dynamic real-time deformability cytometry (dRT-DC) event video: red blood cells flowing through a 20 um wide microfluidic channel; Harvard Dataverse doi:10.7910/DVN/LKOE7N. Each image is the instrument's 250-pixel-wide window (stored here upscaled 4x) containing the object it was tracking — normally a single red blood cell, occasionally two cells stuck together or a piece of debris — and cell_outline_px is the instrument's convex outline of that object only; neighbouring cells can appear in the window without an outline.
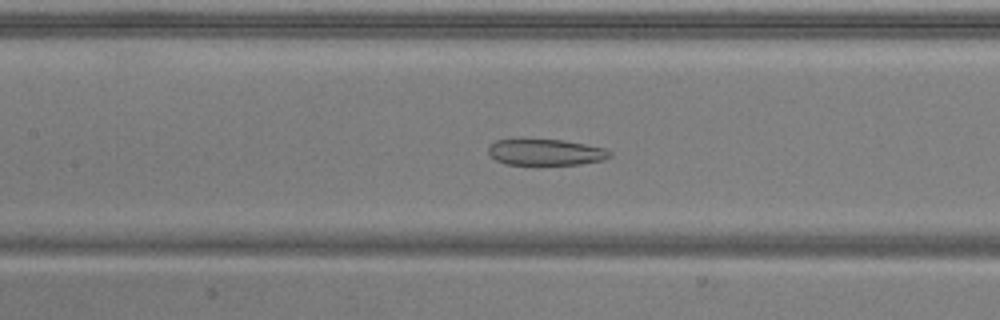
{"species": "common noctule bat (a hibernating species)", "species_latin": "Nyctalus noctula", "temperature_condition": "warm", "stored_images_in_passage": 53, "camera_frame_rate_fps": 3000, "um_per_image_px": 0.085, "animal": {"sex": "male", "body_mass_g": 20.5, "forearm_length_mm": 52.5}, "frame": {"image": 1, "passage_image": 24, "time_ms": 7.667, "image_size_px": [1000, 320], "cell_outline_px": [[612, 156], [604, 160], [580, 164], [504, 164], [496, 160], [488, 152], [488, 148], [496, 140], [564, 140], [604, 148], [612, 152]], "centroid_in_image_um": [46.42, 12.95], "position_along_channel_um": 161.0, "area_um2": 18.26}}
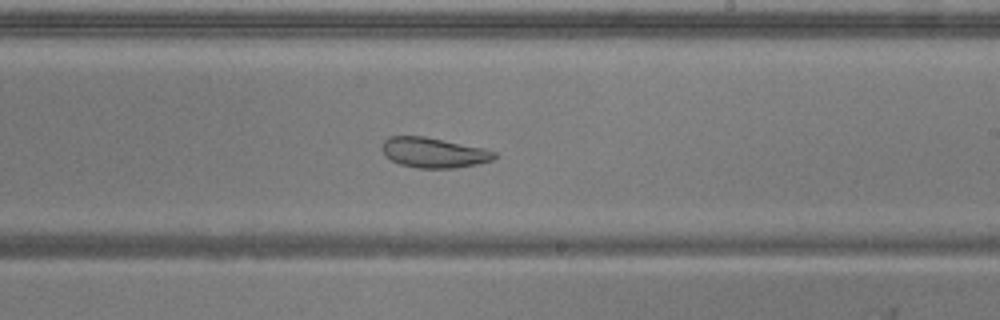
{"frame": {"image": 2, "passage_image": 31, "time_ms": 10.0, "image_size_px": [1000, 320], "cell_outline_px": [[496, 156], [492, 160], [476, 164], [456, 168], [416, 168], [400, 164], [392, 160], [380, 148], [384, 140], [388, 136], [424, 136], [484, 148], [496, 152]], "centroid_in_image_um": [36.86, 12.97], "position_along_channel_um": 252.1, "area_um2": 19.65}}
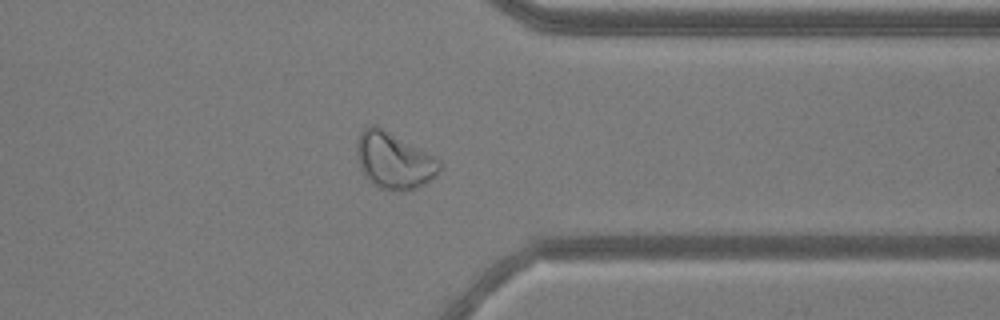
{"frame": {"image": 3, "passage_image": 41, "time_ms": 13.333, "image_size_px": [1000, 320], "cell_outline_px": [[440, 172], [432, 180], [416, 188], [404, 192], [400, 192], [380, 188], [364, 176], [360, 168], [356, 152], [356, 140], [360, 132], [364, 128], [372, 124], [376, 124], [440, 160]], "centroid_in_image_um": [33.46, 13.66], "position_along_channel_um": 377.9, "area_um2": 27.34}, "authors_computed_cell_mechanics": {"area_um2": 27.6862, "velocity_mm_per_s": 3.9185, "shape_relaxation_time_tau1_ms": null, "shape_relaxation_time_tau2_ms": 3.8448, "deformation_change_tau1": null, "deformation_change_tau2": 0.1198}}